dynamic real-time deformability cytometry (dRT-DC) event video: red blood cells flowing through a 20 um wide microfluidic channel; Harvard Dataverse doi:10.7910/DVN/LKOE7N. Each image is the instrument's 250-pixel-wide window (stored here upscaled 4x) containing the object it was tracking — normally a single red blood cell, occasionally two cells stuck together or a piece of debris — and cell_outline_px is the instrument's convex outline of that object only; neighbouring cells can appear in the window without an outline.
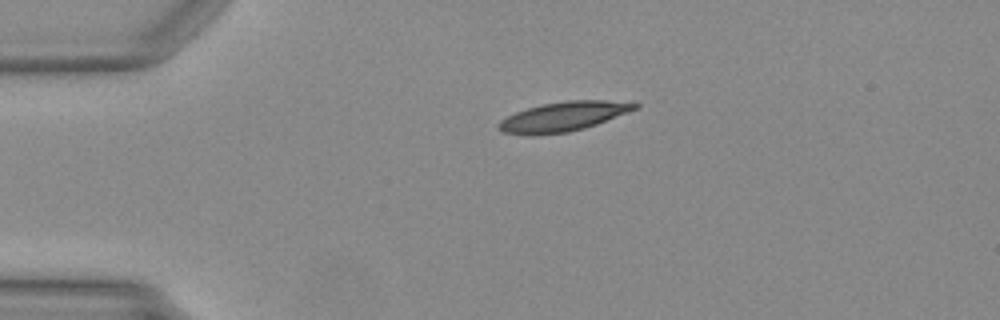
{"species": "Egyptian fruit bat (a non-hibernating species)", "species_latin": "Rousettus aegyptiacus", "temperature_condition": "warm", "stored_images_in_passage": 39, "camera_frame_rate_fps": 3000, "um_per_image_px": 0.085, "animal": {"sex": "female"}, "frame": {"image": 1, "passage_image": 1, "time_ms": 0.0, "image_size_px": [1000, 320], "cell_outline_px": [[640, 104], [636, 108], [596, 124], [584, 128], [568, 132], [536, 136], [528, 136], [504, 132], [496, 124], [500, 120], [516, 112], [528, 108], [544, 104], [568, 100], [604, 100]], "centroid_in_image_um": [47.8, 9.93], "position_along_channel_um": 37.2, "area_um2": 23.06}}
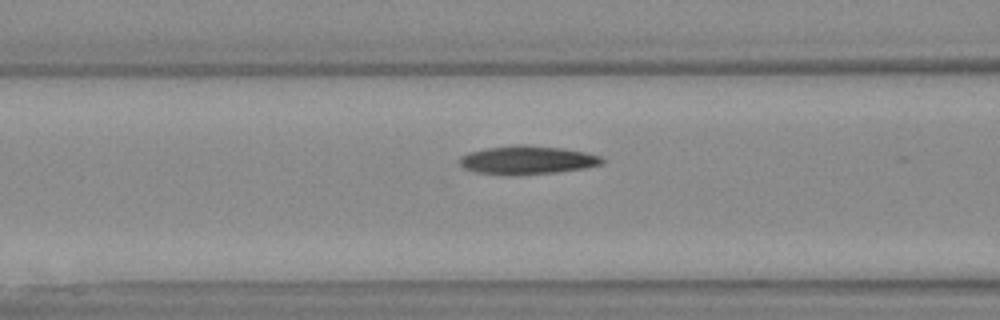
{"frame": {"image": 2, "passage_image": 10, "time_ms": 3.0, "image_size_px": [1000, 320], "cell_outline_px": [[604, 164], [584, 168], [556, 172], [480, 172], [464, 168], [460, 164], [460, 160], [464, 156], [472, 152], [488, 148], [516, 144], [528, 144], [564, 148], [584, 152], [600, 156], [604, 160]], "centroid_in_image_um": [44.93, 13.55], "position_along_channel_um": 121.7, "area_um2": 22.43}}
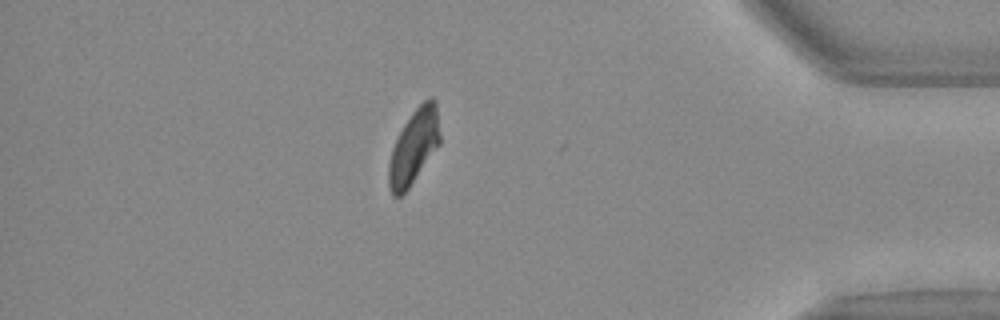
{"frame": {"image": 3, "passage_image": 33, "time_ms": 10.667, "image_size_px": [1000, 320], "cell_outline_px": [[440, 144], [408, 188], [400, 196], [392, 196], [388, 184], [388, 164], [392, 148], [404, 124], [412, 112], [424, 100], [432, 96], [436, 100], [440, 136]], "centroid_in_image_um": [35.18, 12.46], "position_along_channel_um": 400.0, "area_um2": 22.08}}